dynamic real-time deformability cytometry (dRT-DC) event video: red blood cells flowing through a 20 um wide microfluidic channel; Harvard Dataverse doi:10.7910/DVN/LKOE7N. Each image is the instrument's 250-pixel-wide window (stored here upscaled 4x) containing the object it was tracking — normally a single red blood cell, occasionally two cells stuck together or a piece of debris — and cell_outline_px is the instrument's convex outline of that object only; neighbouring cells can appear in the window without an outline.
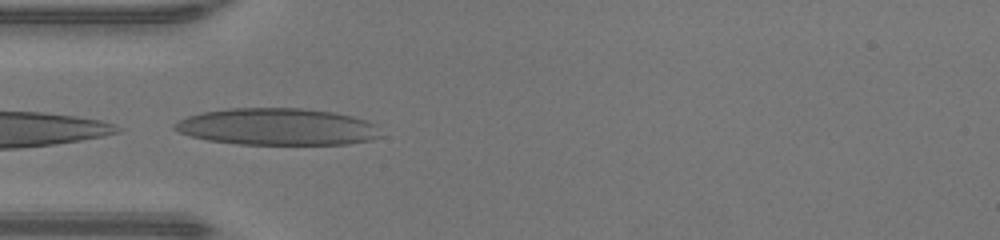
{"species": "human", "species_latin": "Homo sapiens", "temperature_condition": "warm", "stored_images_in_passage": 3, "camera_frame_rate_fps": 3000, "um_per_image_px": 0.085, "donor": {"sex": "male"}, "frame": {"image": 1, "passage_image": 1, "time_ms": 0.0, "image_size_px": [1000, 240], "cell_outline_px": [[384, 136], [372, 140], [348, 144], [236, 144], [208, 140], [192, 136], [180, 132], [172, 128], [172, 124], [188, 116], [204, 112], [228, 108], [300, 108], [336, 112], [352, 116], [376, 124]], "centroid_in_image_um": [23.62, 10.77], "position_along_channel_um": 61.4, "area_um2": 44.51}}